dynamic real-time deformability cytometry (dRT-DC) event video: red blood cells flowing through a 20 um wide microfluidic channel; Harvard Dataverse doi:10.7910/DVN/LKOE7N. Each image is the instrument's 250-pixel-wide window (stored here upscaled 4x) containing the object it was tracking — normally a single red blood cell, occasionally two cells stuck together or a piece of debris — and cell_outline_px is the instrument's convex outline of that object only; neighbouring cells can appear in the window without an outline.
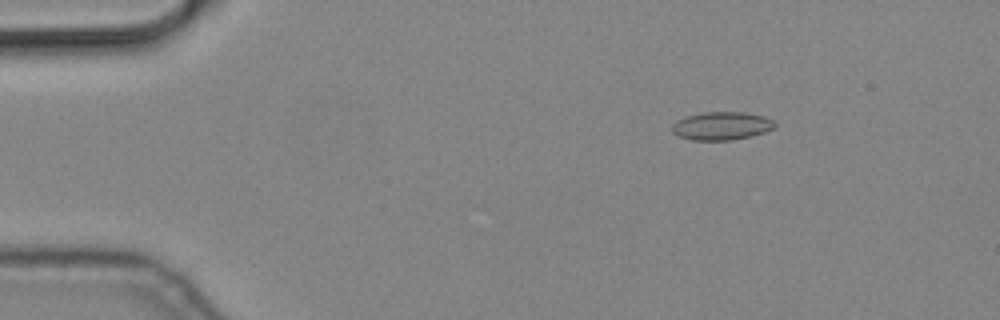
{"species": "common noctule bat (a hibernating species)", "species_latin": "Nyctalus noctula", "temperature_condition": "cold", "stored_images_in_passage": 6, "camera_frame_rate_fps": 3000, "um_per_image_px": 0.085, "animal": {"sex": "male", "body_mass_g": 19.2, "forearm_length_mm": 51.8}, "frame": {"image": 1, "passage_image": 1, "time_ms": 0.0, "image_size_px": [1000, 320], "cell_outline_px": [[776, 128], [752, 136], [732, 140], [692, 140], [676, 136], [672, 132], [672, 124], [676, 120], [684, 116], [700, 112], [744, 112], [764, 116], [772, 120], [776, 124]], "centroid_in_image_um": [61.3, 10.7], "position_along_channel_um": 23.7, "area_um2": 17.17}}
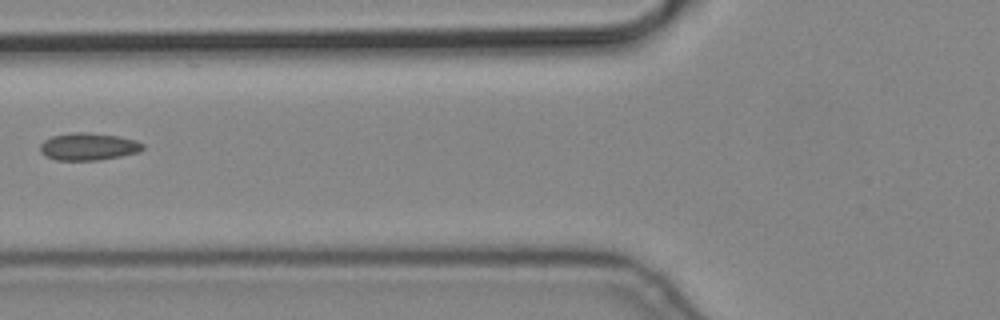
{"frame": {"image": 2, "passage_image": 5, "time_ms": 1.333, "image_size_px": [1000, 320], "cell_outline_px": [[144, 148], [140, 152], [120, 156], [96, 160], [56, 160], [44, 156], [40, 152], [40, 144], [44, 140], [52, 136], [72, 132], [84, 132], [116, 136], [136, 140], [144, 144]], "centroid_in_image_um": [7.49, 12.46], "position_along_channel_um": 118.3, "area_um2": 16.36}}
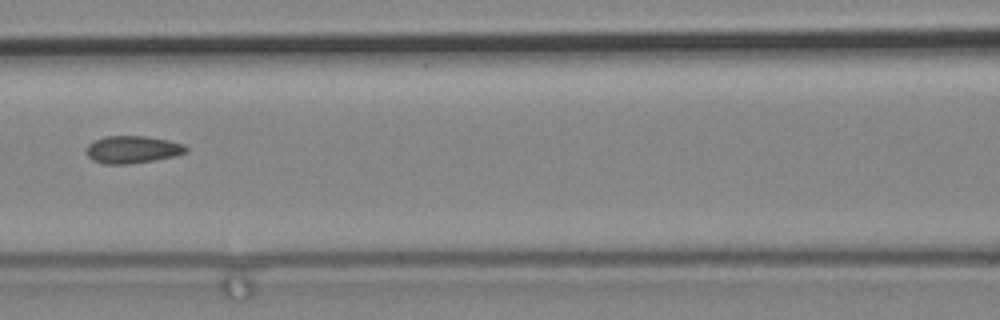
{"frame": {"image": 3, "passage_image": 6, "time_ms": 1.667, "image_size_px": [1000, 320], "cell_outline_px": [[188, 152], [156, 160], [128, 164], [104, 164], [92, 160], [84, 152], [88, 144], [104, 136], [144, 136], [168, 140], [184, 144], [188, 148]], "centroid_in_image_um": [11.24, 12.71], "position_along_channel_um": 155.4, "area_um2": 16.01}}